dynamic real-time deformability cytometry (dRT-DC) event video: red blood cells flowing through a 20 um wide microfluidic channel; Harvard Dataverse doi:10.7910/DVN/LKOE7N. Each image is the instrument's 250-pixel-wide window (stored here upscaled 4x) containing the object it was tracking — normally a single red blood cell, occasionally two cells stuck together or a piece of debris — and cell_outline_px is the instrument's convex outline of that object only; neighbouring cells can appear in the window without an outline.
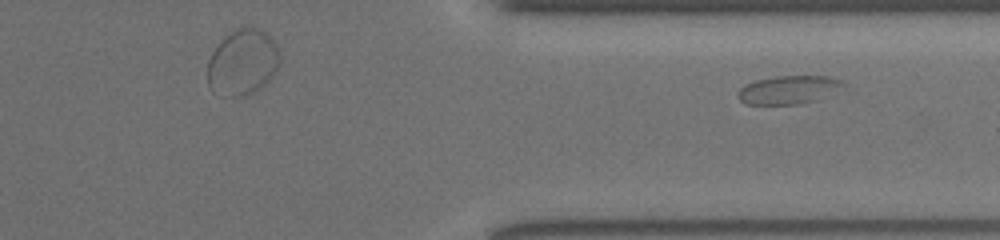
{"species": "common noctule bat (a hibernating species)", "species_latin": "Nyctalus noctula", "temperature_condition": "room temperature", "stored_images_in_passage": 26, "segment_of_instrument_passage": [2, 2], "camera_frame_rate_fps": 3000, "um_per_image_px": 0.085, "animal": {"sex": "female", "body_mass_g": 19.5, "forearm_length_mm": 54.1}, "frame": {"image": 1, "passage_image": 26, "time_ms": 8.333, "image_size_px": [1000, 240], "cell_outline_px": [[840, 84], [816, 100], [796, 104], [744, 104], [736, 96], [736, 92], [744, 84], [756, 80], [776, 76], [828, 76], [840, 80]], "centroid_in_image_um": [66.82, 7.63], "position_along_channel_um": 344.6, "area_um2": 16.76}}